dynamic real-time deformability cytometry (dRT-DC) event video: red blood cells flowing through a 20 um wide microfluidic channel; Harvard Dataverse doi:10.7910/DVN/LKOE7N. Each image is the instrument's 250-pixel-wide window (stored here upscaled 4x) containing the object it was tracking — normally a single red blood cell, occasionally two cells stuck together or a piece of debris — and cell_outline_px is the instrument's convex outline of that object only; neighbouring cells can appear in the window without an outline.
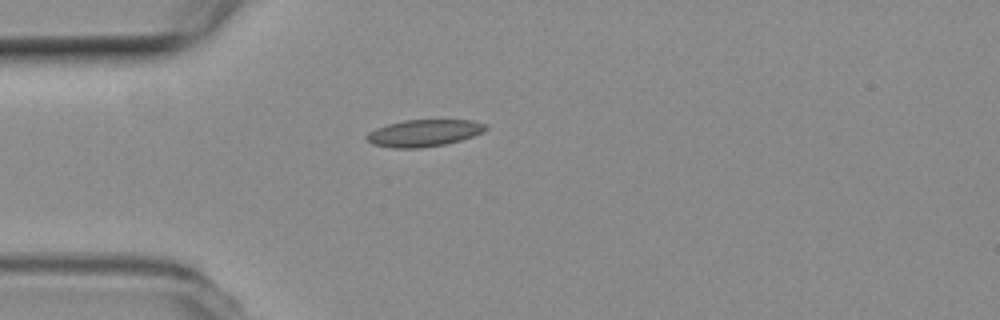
{"species": "common noctule bat (a hibernating species)", "species_latin": "Nyctalus noctula", "temperature_condition": "room temperature", "stored_images_in_passage": 2, "camera_frame_rate_fps": 3000, "um_per_image_px": 0.085, "animal": {"sex": "female", "body_mass_g": 19.3, "forearm_length_mm": 54.1}, "frame": {"image": 1, "passage_image": 1, "time_ms": 0.0, "image_size_px": [1000, 320], "cell_outline_px": [[488, 128], [484, 132], [460, 140], [444, 144], [420, 148], [392, 148], [372, 144], [364, 136], [368, 132], [376, 128], [388, 124], [404, 120], [472, 120], [488, 124]], "centroid_in_image_um": [36.04, 11.3], "position_along_channel_um": 49.0, "area_um2": 18.73}}